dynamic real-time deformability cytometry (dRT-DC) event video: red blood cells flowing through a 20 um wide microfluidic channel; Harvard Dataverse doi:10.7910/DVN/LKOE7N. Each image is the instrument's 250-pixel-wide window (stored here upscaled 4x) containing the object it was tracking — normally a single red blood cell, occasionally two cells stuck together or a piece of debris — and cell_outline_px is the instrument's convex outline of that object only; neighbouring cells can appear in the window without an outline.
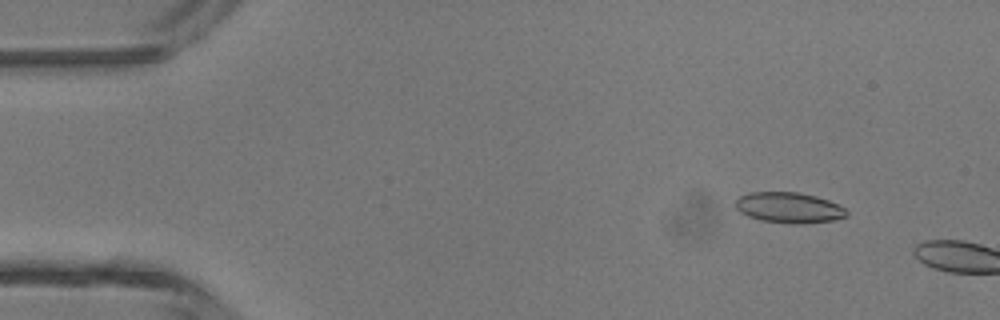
{"species": "common noctule bat (a hibernating species)", "species_latin": "Nyctalus noctula", "temperature_condition": "room temperature", "stored_images_in_passage": 3, "camera_frame_rate_fps": 3000, "um_per_image_px": 0.085, "animal": {"sex": "male", "body_mass_g": 13.3}, "frame": {"image": 1, "passage_image": 2, "time_ms": 0.333, "image_size_px": [1000, 320], "cell_outline_px": [[848, 216], [836, 220], [804, 224], [792, 224], [760, 220], [748, 216], [740, 212], [736, 208], [736, 200], [740, 196], [748, 192], [800, 192], [816, 196], [828, 200], [844, 208], [848, 212]], "centroid_in_image_um": [67.08, 17.66], "position_along_channel_um": 17.9, "area_um2": 20.0}}